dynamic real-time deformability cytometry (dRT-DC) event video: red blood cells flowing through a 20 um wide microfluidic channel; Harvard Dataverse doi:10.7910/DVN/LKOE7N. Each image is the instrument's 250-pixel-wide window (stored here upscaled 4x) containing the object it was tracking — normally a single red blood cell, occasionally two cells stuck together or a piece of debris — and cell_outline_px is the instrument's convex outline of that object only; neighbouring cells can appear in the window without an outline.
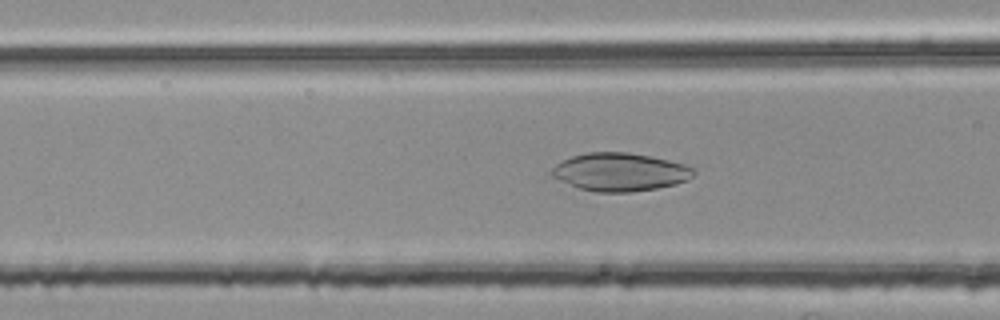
{"species": "common noctule bat (a hibernating species)", "species_latin": "Nyctalus noctula", "temperature_condition": "room temperature", "stored_images_in_passage": 45, "camera_frame_rate_fps": 3000, "um_per_image_px": 0.085, "animal": {"sex": "female", "body_mass_g": 25.1}, "frame": {"image": 1, "passage_image": 20, "time_ms": 6.333, "image_size_px": [1000, 320], "cell_outline_px": [[696, 172], [688, 180], [676, 184], [656, 188], [632, 192], [596, 192], [580, 188], [560, 180], [552, 176], [548, 172], [556, 164], [572, 156], [588, 152], [628, 152], [668, 160], [684, 164], [692, 168]], "centroid_in_image_um": [52.69, 14.62], "position_along_channel_um": 113.9, "area_um2": 31.33}}
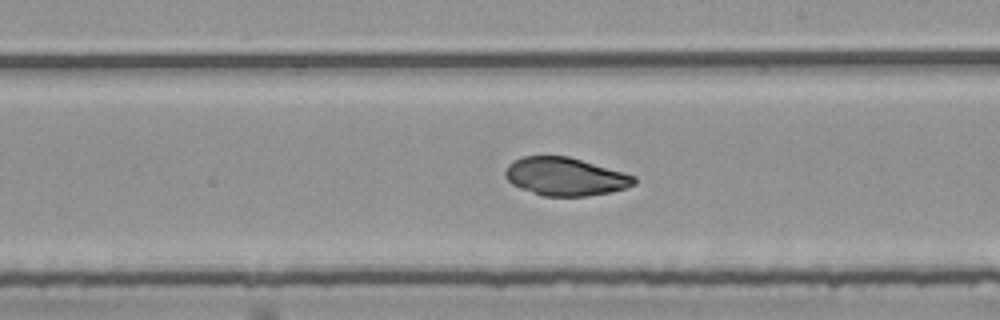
{"frame": {"image": 2, "passage_image": 30, "time_ms": 9.667, "image_size_px": [1000, 320], "cell_outline_px": [[636, 184], [612, 192], [588, 196], [544, 196], [520, 188], [512, 184], [504, 176], [504, 172], [508, 164], [512, 160], [524, 156], [568, 156], [636, 176]], "centroid_in_image_um": [48.03, 15.01], "position_along_channel_um": 241.0, "area_um2": 28.61}}
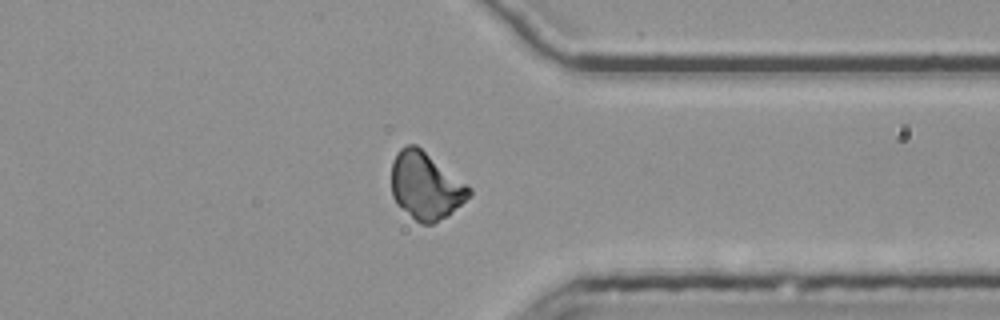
{"frame": {"image": 3, "passage_image": 41, "time_ms": 13.333, "image_size_px": [1000, 320], "cell_outline_px": [[472, 192], [448, 216], [432, 224], [420, 224], [396, 204], [392, 196], [392, 160], [396, 152], [400, 148], [408, 144], [416, 144], [468, 184], [472, 188]], "centroid_in_image_um": [36.17, 15.78], "position_along_channel_um": 375.2, "area_um2": 30.52}}